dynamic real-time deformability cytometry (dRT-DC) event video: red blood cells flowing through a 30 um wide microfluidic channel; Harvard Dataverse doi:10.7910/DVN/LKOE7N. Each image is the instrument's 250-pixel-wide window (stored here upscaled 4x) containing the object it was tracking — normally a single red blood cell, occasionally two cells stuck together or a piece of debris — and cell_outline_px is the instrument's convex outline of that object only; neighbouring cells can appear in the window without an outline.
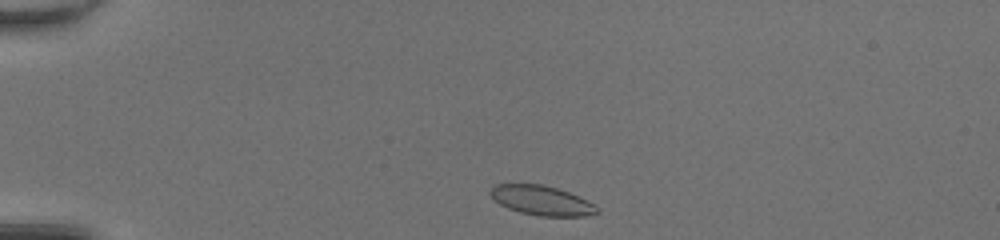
{"species": "common noctule bat (a hibernating species)", "species_latin": "Nyctalus noctula", "temperature_condition": "room temperature", "stored_images_in_passage": 38, "camera_frame_rate_fps": 3000, "um_per_image_px": 0.085, "animal": {"sex": "female", "body_mass_g": 20.0, "forearm_length_mm": 54.0}, "frame": {"image": 1, "passage_image": 1, "time_ms": 0.0, "image_size_px": [1000, 240], "cell_outline_px": [[600, 212], [584, 216], [536, 216], [520, 212], [508, 208], [500, 204], [488, 192], [496, 184], [544, 184], [580, 196], [588, 200], [600, 208]], "centroid_in_image_um": [46.08, 17.04], "position_along_channel_um": 38.9, "area_um2": 18.44}}
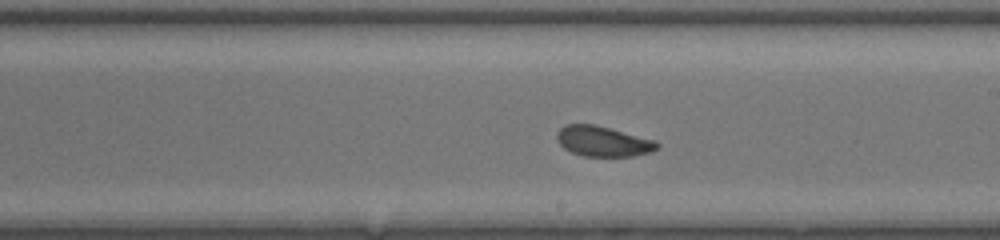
{"frame": {"image": 2, "passage_image": 19, "time_ms": 6.0, "image_size_px": [1000, 240], "cell_outline_px": [[660, 148], [652, 152], [632, 156], [584, 156], [572, 152], [564, 148], [556, 140], [556, 132], [564, 124], [596, 124], [656, 140], [660, 144]], "centroid_in_image_um": [51.27, 12.0], "position_along_channel_um": 237.7, "area_um2": 17.98}}
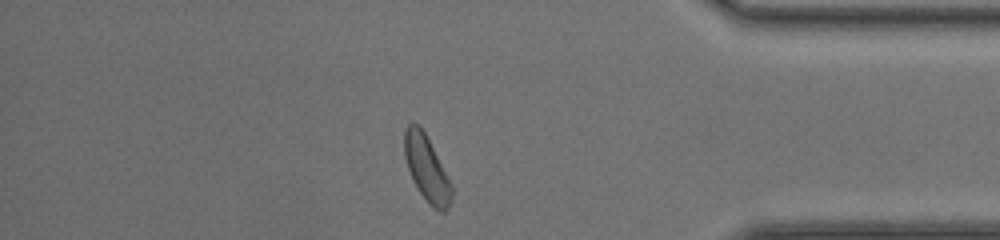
{"frame": {"image": 3, "passage_image": 32, "time_ms": 10.333, "image_size_px": [1000, 240], "cell_outline_px": [[452, 200], [448, 208], [444, 212], [440, 212], [432, 208], [428, 204], [416, 188], [412, 180], [404, 156], [404, 128], [412, 120], [420, 124], [448, 176], [452, 184]], "centroid_in_image_um": [36.25, 14.32], "position_along_channel_um": 398.9, "area_um2": 18.44}, "authors_computed_cell_mechanics": {"area_um2": 18.4093, "velocity_mm_per_s": 4.2442, "shape_relaxation_time_tau1_ms": 3.2848, "shape_relaxation_time_tau2_ms": 8.341, "deformation_change_tau1": 0.1075, "deformation_change_tau2": 0.1272}}